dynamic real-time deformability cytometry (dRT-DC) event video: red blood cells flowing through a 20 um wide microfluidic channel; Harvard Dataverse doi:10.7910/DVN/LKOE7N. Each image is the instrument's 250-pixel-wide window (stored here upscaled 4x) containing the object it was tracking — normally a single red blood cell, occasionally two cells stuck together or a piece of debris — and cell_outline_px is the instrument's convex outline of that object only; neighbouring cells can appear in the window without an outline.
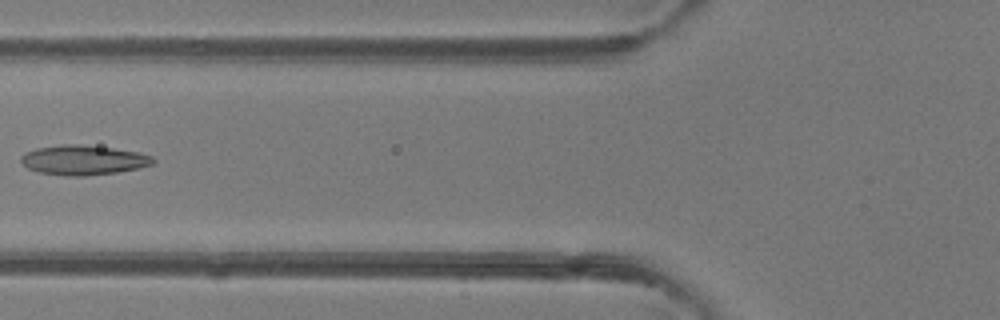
{"species": "common noctule bat (a hibernating species)", "species_latin": "Nyctalus noctula", "temperature_condition": "room temperature", "stored_images_in_passage": 6, "camera_frame_rate_fps": 3000, "um_per_image_px": 0.085, "animal": {"sex": "female"}, "frame": {"image": 1, "passage_image": 5, "time_ms": 4.667, "image_size_px": [1000, 320], "cell_outline_px": [[156, 160], [152, 164], [140, 168], [116, 172], [84, 176], [64, 176], [40, 172], [28, 168], [20, 160], [20, 156], [24, 152], [36, 148], [60, 144], [76, 144], [112, 148], [140, 152], [152, 156]], "centroid_in_image_um": [7.08, 13.6], "position_along_channel_um": 118.7, "area_um2": 22.95}}
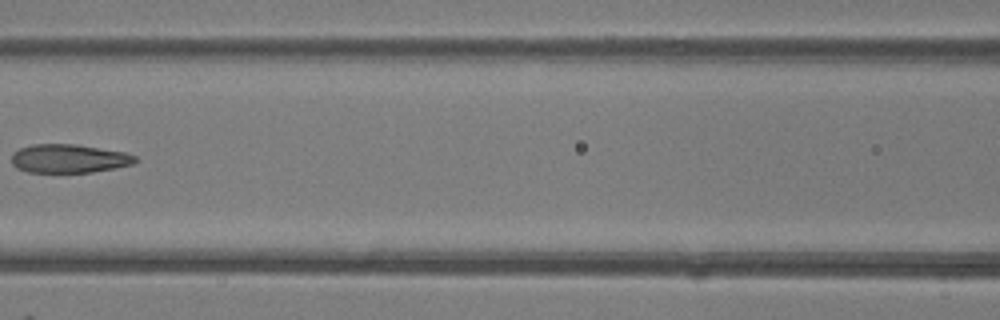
{"frame": {"image": 2, "passage_image": 6, "time_ms": 5.667, "image_size_px": [1000, 320], "cell_outline_px": [[136, 160], [132, 164], [92, 172], [28, 172], [16, 168], [12, 164], [12, 152], [20, 148], [32, 144], [76, 144], [124, 152], [136, 156]], "centroid_in_image_um": [5.81, 13.47], "position_along_channel_um": 160.8, "area_um2": 20.52}}